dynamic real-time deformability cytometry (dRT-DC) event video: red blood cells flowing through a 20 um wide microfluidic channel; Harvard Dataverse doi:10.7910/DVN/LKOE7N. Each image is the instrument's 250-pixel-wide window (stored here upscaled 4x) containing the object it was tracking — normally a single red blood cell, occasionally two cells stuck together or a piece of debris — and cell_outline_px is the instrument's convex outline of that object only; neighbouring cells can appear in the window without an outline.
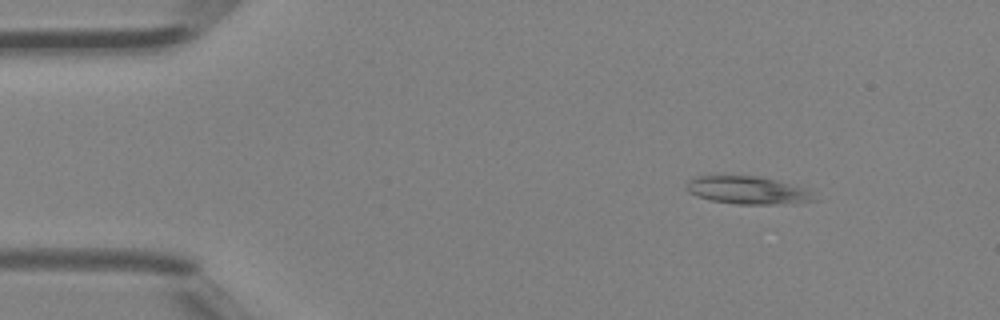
{"species": "Egyptian fruit bat (a non-hibernating species)", "species_latin": "Rousettus aegyptiacus", "temperature_condition": "room temperature", "stored_images_in_passage": 5, "camera_frame_rate_fps": 3000, "um_per_image_px": 0.085, "animal": {"sex": "female"}, "frame": {"image": 1, "passage_image": 3, "time_ms": 0.667, "image_size_px": [1000, 320], "cell_outline_px": [[820, 200], [792, 204], [736, 204], [708, 200], [696, 196], [688, 192], [684, 188], [688, 180], [696, 176], [756, 176], [804, 188], [812, 192]], "centroid_in_image_um": [63.54, 16.19], "position_along_channel_um": 21.5, "area_um2": 20.81}}
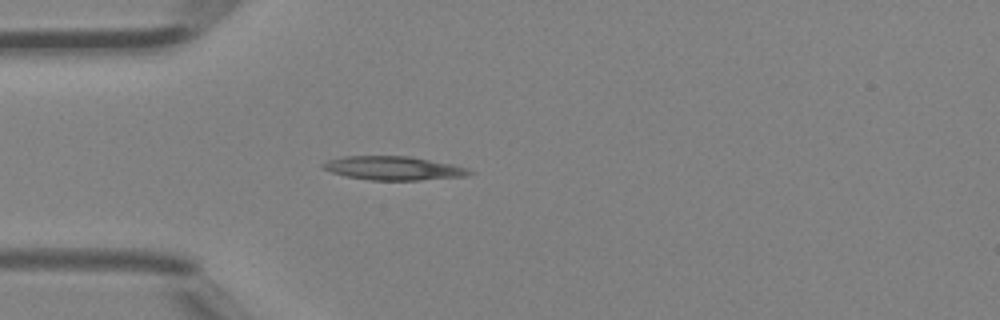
{"frame": {"image": 2, "passage_image": 5, "time_ms": 1.333, "image_size_px": [1000, 320], "cell_outline_px": [[476, 172], [468, 176], [420, 180], [372, 180], [348, 176], [332, 172], [324, 168], [320, 164], [328, 160], [344, 156], [408, 156], [452, 164], [468, 168]], "centroid_in_image_um": [33.5, 14.29], "position_along_channel_um": 51.5, "area_um2": 20.17}}